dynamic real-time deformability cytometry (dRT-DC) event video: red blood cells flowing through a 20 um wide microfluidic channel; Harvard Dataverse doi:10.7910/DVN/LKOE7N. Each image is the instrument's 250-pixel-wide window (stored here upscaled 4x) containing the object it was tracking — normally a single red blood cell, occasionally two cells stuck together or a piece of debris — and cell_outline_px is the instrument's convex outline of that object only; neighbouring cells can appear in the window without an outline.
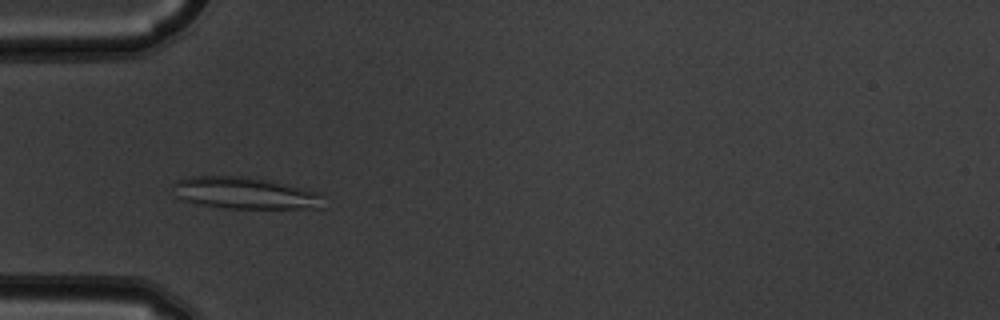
{"species": "common noctule bat (a hibernating species)", "species_latin": "Nyctalus noctula", "temperature_condition": "warm", "stored_images_in_passage": 9, "camera_frame_rate_fps": 3000, "um_per_image_px": 0.085, "animal": {"sex": "male", "body_mass_g": 19.5, "forearm_length_mm": 54.6}, "frame": {"image": 1, "passage_image": 4, "time_ms": 1.0, "image_size_px": [1000, 320], "cell_outline_px": [[324, 208], [224, 208], [200, 204], [180, 200], [172, 184], [176, 180], [188, 176], [248, 176], [300, 188], [316, 192], [324, 196]], "centroid_in_image_um": [20.79, 16.41], "position_along_channel_um": 64.2, "area_um2": 27.74}}
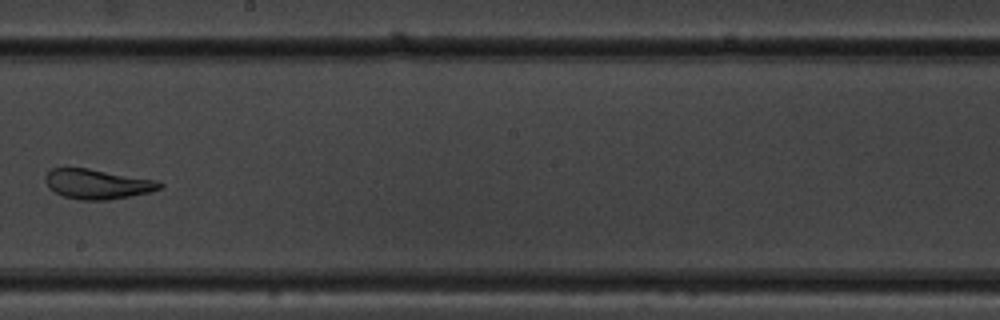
{"frame": {"image": 2, "passage_image": 8, "time_ms": 2.333, "image_size_px": [1000, 320], "cell_outline_px": [[164, 184], [160, 188], [152, 192], [108, 200], [80, 200], [64, 196], [56, 192], [44, 180], [44, 176], [52, 168], [88, 168], [160, 180]], "centroid_in_image_um": [8.34, 15.64], "position_along_channel_um": 239.9, "area_um2": 19.94}}
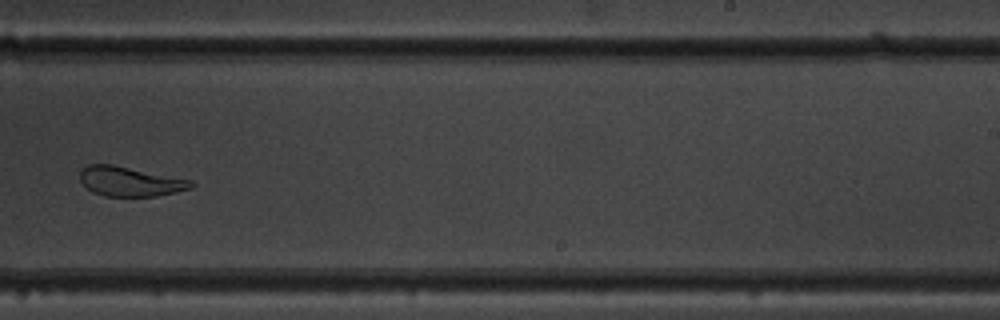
{"frame": {"image": 3, "passage_image": 9, "time_ms": 2.667, "image_size_px": [1000, 320], "cell_outline_px": [[196, 184], [192, 188], [176, 192], [156, 196], [104, 196], [92, 192], [80, 180], [80, 172], [88, 164], [112, 164], [192, 180]], "centroid_in_image_um": [11.08, 15.42], "position_along_channel_um": 277.9, "area_um2": 19.13}}